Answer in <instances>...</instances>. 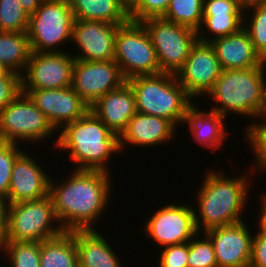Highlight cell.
Returning <instances> with one entry per match:
<instances>
[{"label": "cell", "mask_w": 266, "mask_h": 267, "mask_svg": "<svg viewBox=\"0 0 266 267\" xmlns=\"http://www.w3.org/2000/svg\"><path fill=\"white\" fill-rule=\"evenodd\" d=\"M127 82L134 91L137 112L165 118L177 128L194 103L175 74L136 76Z\"/></svg>", "instance_id": "5b68a950"}, {"label": "cell", "mask_w": 266, "mask_h": 267, "mask_svg": "<svg viewBox=\"0 0 266 267\" xmlns=\"http://www.w3.org/2000/svg\"><path fill=\"white\" fill-rule=\"evenodd\" d=\"M60 132V133H59ZM54 148L69 152V160L78 170L111 173V156L121 153L119 136L112 132L90 109L79 119L65 124L56 133Z\"/></svg>", "instance_id": "3957f363"}, {"label": "cell", "mask_w": 266, "mask_h": 267, "mask_svg": "<svg viewBox=\"0 0 266 267\" xmlns=\"http://www.w3.org/2000/svg\"><path fill=\"white\" fill-rule=\"evenodd\" d=\"M243 27L249 33L257 53L266 62V5L246 9Z\"/></svg>", "instance_id": "f546056e"}, {"label": "cell", "mask_w": 266, "mask_h": 267, "mask_svg": "<svg viewBox=\"0 0 266 267\" xmlns=\"http://www.w3.org/2000/svg\"><path fill=\"white\" fill-rule=\"evenodd\" d=\"M196 106L193 103L186 111L182 124H187L191 136L199 145L208 148L207 150L211 149L215 155L216 150L222 148L230 135L226 132V118L216 111L201 110Z\"/></svg>", "instance_id": "7402d4cb"}, {"label": "cell", "mask_w": 266, "mask_h": 267, "mask_svg": "<svg viewBox=\"0 0 266 267\" xmlns=\"http://www.w3.org/2000/svg\"><path fill=\"white\" fill-rule=\"evenodd\" d=\"M119 26L103 21L75 20L71 44L74 43L79 52L73 54L74 58L82 61L114 60Z\"/></svg>", "instance_id": "9a60e30c"}, {"label": "cell", "mask_w": 266, "mask_h": 267, "mask_svg": "<svg viewBox=\"0 0 266 267\" xmlns=\"http://www.w3.org/2000/svg\"><path fill=\"white\" fill-rule=\"evenodd\" d=\"M40 246L41 242L5 241L0 246V254L11 267H40Z\"/></svg>", "instance_id": "f1b7e54d"}, {"label": "cell", "mask_w": 266, "mask_h": 267, "mask_svg": "<svg viewBox=\"0 0 266 267\" xmlns=\"http://www.w3.org/2000/svg\"><path fill=\"white\" fill-rule=\"evenodd\" d=\"M123 1L130 8L137 0H123Z\"/></svg>", "instance_id": "bcb514c9"}, {"label": "cell", "mask_w": 266, "mask_h": 267, "mask_svg": "<svg viewBox=\"0 0 266 267\" xmlns=\"http://www.w3.org/2000/svg\"><path fill=\"white\" fill-rule=\"evenodd\" d=\"M249 267H266V233L254 232Z\"/></svg>", "instance_id": "f35d334b"}, {"label": "cell", "mask_w": 266, "mask_h": 267, "mask_svg": "<svg viewBox=\"0 0 266 267\" xmlns=\"http://www.w3.org/2000/svg\"><path fill=\"white\" fill-rule=\"evenodd\" d=\"M31 52L21 76L22 90L61 89L72 86L75 58L69 51Z\"/></svg>", "instance_id": "7c38bea8"}, {"label": "cell", "mask_w": 266, "mask_h": 267, "mask_svg": "<svg viewBox=\"0 0 266 267\" xmlns=\"http://www.w3.org/2000/svg\"><path fill=\"white\" fill-rule=\"evenodd\" d=\"M160 249L158 267H188L189 242Z\"/></svg>", "instance_id": "d590c367"}, {"label": "cell", "mask_w": 266, "mask_h": 267, "mask_svg": "<svg viewBox=\"0 0 266 267\" xmlns=\"http://www.w3.org/2000/svg\"><path fill=\"white\" fill-rule=\"evenodd\" d=\"M22 92L21 76L9 71L0 76V112Z\"/></svg>", "instance_id": "8d00e7d4"}, {"label": "cell", "mask_w": 266, "mask_h": 267, "mask_svg": "<svg viewBox=\"0 0 266 267\" xmlns=\"http://www.w3.org/2000/svg\"><path fill=\"white\" fill-rule=\"evenodd\" d=\"M40 267H79L75 231H64L41 242Z\"/></svg>", "instance_id": "d4e9b609"}, {"label": "cell", "mask_w": 266, "mask_h": 267, "mask_svg": "<svg viewBox=\"0 0 266 267\" xmlns=\"http://www.w3.org/2000/svg\"><path fill=\"white\" fill-rule=\"evenodd\" d=\"M43 0H19L21 6L28 16L34 14V12L39 8Z\"/></svg>", "instance_id": "b9f144b4"}, {"label": "cell", "mask_w": 266, "mask_h": 267, "mask_svg": "<svg viewBox=\"0 0 266 267\" xmlns=\"http://www.w3.org/2000/svg\"><path fill=\"white\" fill-rule=\"evenodd\" d=\"M260 203L261 205L260 208H259V214H258V218H257V222L258 223V230L259 232H262V233H266V192L264 191V193L260 192Z\"/></svg>", "instance_id": "60d3db41"}, {"label": "cell", "mask_w": 266, "mask_h": 267, "mask_svg": "<svg viewBox=\"0 0 266 267\" xmlns=\"http://www.w3.org/2000/svg\"><path fill=\"white\" fill-rule=\"evenodd\" d=\"M243 23L244 15H203L201 26L197 30L198 41L209 43L236 33L243 27Z\"/></svg>", "instance_id": "4316f807"}, {"label": "cell", "mask_w": 266, "mask_h": 267, "mask_svg": "<svg viewBox=\"0 0 266 267\" xmlns=\"http://www.w3.org/2000/svg\"><path fill=\"white\" fill-rule=\"evenodd\" d=\"M142 24L152 40L161 72L176 75L198 41L197 31L163 17L148 18Z\"/></svg>", "instance_id": "30bf717a"}, {"label": "cell", "mask_w": 266, "mask_h": 267, "mask_svg": "<svg viewBox=\"0 0 266 267\" xmlns=\"http://www.w3.org/2000/svg\"><path fill=\"white\" fill-rule=\"evenodd\" d=\"M56 132L32 99L22 92L0 112V142L44 143Z\"/></svg>", "instance_id": "9c48e42d"}, {"label": "cell", "mask_w": 266, "mask_h": 267, "mask_svg": "<svg viewBox=\"0 0 266 267\" xmlns=\"http://www.w3.org/2000/svg\"><path fill=\"white\" fill-rule=\"evenodd\" d=\"M40 162L24 150L12 168L7 203H19L41 199L49 195L50 178Z\"/></svg>", "instance_id": "ac0fdd59"}, {"label": "cell", "mask_w": 266, "mask_h": 267, "mask_svg": "<svg viewBox=\"0 0 266 267\" xmlns=\"http://www.w3.org/2000/svg\"><path fill=\"white\" fill-rule=\"evenodd\" d=\"M74 21L68 0H43L34 14L29 16L27 35L31 50L62 52L60 48L72 41Z\"/></svg>", "instance_id": "52a82bcc"}, {"label": "cell", "mask_w": 266, "mask_h": 267, "mask_svg": "<svg viewBox=\"0 0 266 267\" xmlns=\"http://www.w3.org/2000/svg\"><path fill=\"white\" fill-rule=\"evenodd\" d=\"M180 202L166 204L145 219L144 230L147 238L155 242L158 247H166L189 242L198 232L194 205Z\"/></svg>", "instance_id": "8fae6325"}, {"label": "cell", "mask_w": 266, "mask_h": 267, "mask_svg": "<svg viewBox=\"0 0 266 267\" xmlns=\"http://www.w3.org/2000/svg\"><path fill=\"white\" fill-rule=\"evenodd\" d=\"M209 43L214 48L222 70L248 69L266 64L257 53L244 27L236 33L217 38Z\"/></svg>", "instance_id": "44dd1931"}, {"label": "cell", "mask_w": 266, "mask_h": 267, "mask_svg": "<svg viewBox=\"0 0 266 267\" xmlns=\"http://www.w3.org/2000/svg\"><path fill=\"white\" fill-rule=\"evenodd\" d=\"M265 69L266 64L248 69L222 70L212 90L206 95L216 103L209 109L225 118L230 112L248 120L251 117L254 121L250 118L251 122L245 129L256 125L266 104Z\"/></svg>", "instance_id": "277c9868"}, {"label": "cell", "mask_w": 266, "mask_h": 267, "mask_svg": "<svg viewBox=\"0 0 266 267\" xmlns=\"http://www.w3.org/2000/svg\"><path fill=\"white\" fill-rule=\"evenodd\" d=\"M75 20L103 21L122 25L130 20L123 0H68Z\"/></svg>", "instance_id": "cb8c5ba5"}, {"label": "cell", "mask_w": 266, "mask_h": 267, "mask_svg": "<svg viewBox=\"0 0 266 267\" xmlns=\"http://www.w3.org/2000/svg\"><path fill=\"white\" fill-rule=\"evenodd\" d=\"M114 60L126 81L162 73L152 40L142 22L128 20L118 27Z\"/></svg>", "instance_id": "ba28073f"}, {"label": "cell", "mask_w": 266, "mask_h": 267, "mask_svg": "<svg viewBox=\"0 0 266 267\" xmlns=\"http://www.w3.org/2000/svg\"><path fill=\"white\" fill-rule=\"evenodd\" d=\"M201 234L203 238L199 237ZM187 265L188 267H218L213 243L206 234L197 233L189 241Z\"/></svg>", "instance_id": "1f68e13d"}, {"label": "cell", "mask_w": 266, "mask_h": 267, "mask_svg": "<svg viewBox=\"0 0 266 267\" xmlns=\"http://www.w3.org/2000/svg\"><path fill=\"white\" fill-rule=\"evenodd\" d=\"M21 144L0 142V198L7 201L15 159L25 150Z\"/></svg>", "instance_id": "d6a6232c"}, {"label": "cell", "mask_w": 266, "mask_h": 267, "mask_svg": "<svg viewBox=\"0 0 266 267\" xmlns=\"http://www.w3.org/2000/svg\"><path fill=\"white\" fill-rule=\"evenodd\" d=\"M163 18L197 31L203 19V0H170Z\"/></svg>", "instance_id": "83f0119b"}, {"label": "cell", "mask_w": 266, "mask_h": 267, "mask_svg": "<svg viewBox=\"0 0 266 267\" xmlns=\"http://www.w3.org/2000/svg\"><path fill=\"white\" fill-rule=\"evenodd\" d=\"M245 222L243 220L204 233L213 243L218 267H249L254 235L249 230L252 226Z\"/></svg>", "instance_id": "2e32d148"}, {"label": "cell", "mask_w": 266, "mask_h": 267, "mask_svg": "<svg viewBox=\"0 0 266 267\" xmlns=\"http://www.w3.org/2000/svg\"><path fill=\"white\" fill-rule=\"evenodd\" d=\"M90 109L112 132L120 136L137 113L134 91L126 81L103 95Z\"/></svg>", "instance_id": "ffe728a7"}, {"label": "cell", "mask_w": 266, "mask_h": 267, "mask_svg": "<svg viewBox=\"0 0 266 267\" xmlns=\"http://www.w3.org/2000/svg\"><path fill=\"white\" fill-rule=\"evenodd\" d=\"M125 82L115 60L74 62L72 88L90 107Z\"/></svg>", "instance_id": "4fadbf2b"}, {"label": "cell", "mask_w": 266, "mask_h": 267, "mask_svg": "<svg viewBox=\"0 0 266 267\" xmlns=\"http://www.w3.org/2000/svg\"><path fill=\"white\" fill-rule=\"evenodd\" d=\"M28 24L19 0H0V32H27Z\"/></svg>", "instance_id": "4dcf8cb0"}, {"label": "cell", "mask_w": 266, "mask_h": 267, "mask_svg": "<svg viewBox=\"0 0 266 267\" xmlns=\"http://www.w3.org/2000/svg\"><path fill=\"white\" fill-rule=\"evenodd\" d=\"M100 232L101 229L75 230L79 267H123L115 246Z\"/></svg>", "instance_id": "603a6c76"}, {"label": "cell", "mask_w": 266, "mask_h": 267, "mask_svg": "<svg viewBox=\"0 0 266 267\" xmlns=\"http://www.w3.org/2000/svg\"><path fill=\"white\" fill-rule=\"evenodd\" d=\"M31 52L27 32H0V62L8 71L22 76Z\"/></svg>", "instance_id": "484cf974"}, {"label": "cell", "mask_w": 266, "mask_h": 267, "mask_svg": "<svg viewBox=\"0 0 266 267\" xmlns=\"http://www.w3.org/2000/svg\"><path fill=\"white\" fill-rule=\"evenodd\" d=\"M222 72L219 60L210 43L197 41L184 66L176 73L179 83L195 101L213 88Z\"/></svg>", "instance_id": "5bb4252c"}, {"label": "cell", "mask_w": 266, "mask_h": 267, "mask_svg": "<svg viewBox=\"0 0 266 267\" xmlns=\"http://www.w3.org/2000/svg\"><path fill=\"white\" fill-rule=\"evenodd\" d=\"M239 7L245 11L253 6L266 5V0H236Z\"/></svg>", "instance_id": "7bdbcfd3"}, {"label": "cell", "mask_w": 266, "mask_h": 267, "mask_svg": "<svg viewBox=\"0 0 266 267\" xmlns=\"http://www.w3.org/2000/svg\"><path fill=\"white\" fill-rule=\"evenodd\" d=\"M22 93L32 99L56 131L90 110V106L72 86L61 89L22 90Z\"/></svg>", "instance_id": "e0dca14e"}, {"label": "cell", "mask_w": 266, "mask_h": 267, "mask_svg": "<svg viewBox=\"0 0 266 267\" xmlns=\"http://www.w3.org/2000/svg\"><path fill=\"white\" fill-rule=\"evenodd\" d=\"M8 72V69L0 62V76L6 75Z\"/></svg>", "instance_id": "f6af8a7d"}, {"label": "cell", "mask_w": 266, "mask_h": 267, "mask_svg": "<svg viewBox=\"0 0 266 267\" xmlns=\"http://www.w3.org/2000/svg\"><path fill=\"white\" fill-rule=\"evenodd\" d=\"M245 139L252 148L251 153H253V173L260 170V172L266 173V127H250L249 129H244ZM257 170H256V169ZM256 170V171H255Z\"/></svg>", "instance_id": "836d02e7"}, {"label": "cell", "mask_w": 266, "mask_h": 267, "mask_svg": "<svg viewBox=\"0 0 266 267\" xmlns=\"http://www.w3.org/2000/svg\"><path fill=\"white\" fill-rule=\"evenodd\" d=\"M8 205L6 200L0 198V246L6 240Z\"/></svg>", "instance_id": "ab89813d"}, {"label": "cell", "mask_w": 266, "mask_h": 267, "mask_svg": "<svg viewBox=\"0 0 266 267\" xmlns=\"http://www.w3.org/2000/svg\"><path fill=\"white\" fill-rule=\"evenodd\" d=\"M66 180L50 178L49 195L64 231L96 230L95 223L109 208L112 174L97 170L72 169ZM57 182V183H56ZM109 204V205H108ZM95 227V228H94Z\"/></svg>", "instance_id": "6da1fadb"}, {"label": "cell", "mask_w": 266, "mask_h": 267, "mask_svg": "<svg viewBox=\"0 0 266 267\" xmlns=\"http://www.w3.org/2000/svg\"><path fill=\"white\" fill-rule=\"evenodd\" d=\"M203 15H244L236 0H203Z\"/></svg>", "instance_id": "74e56055"}, {"label": "cell", "mask_w": 266, "mask_h": 267, "mask_svg": "<svg viewBox=\"0 0 266 267\" xmlns=\"http://www.w3.org/2000/svg\"><path fill=\"white\" fill-rule=\"evenodd\" d=\"M252 127H266V104L258 123Z\"/></svg>", "instance_id": "ee69618b"}, {"label": "cell", "mask_w": 266, "mask_h": 267, "mask_svg": "<svg viewBox=\"0 0 266 267\" xmlns=\"http://www.w3.org/2000/svg\"><path fill=\"white\" fill-rule=\"evenodd\" d=\"M213 170L210 167L204 176L203 183L200 185L196 194L198 207L194 208L196 227L199 233L223 227L245 220L243 213L248 207L250 180L245 173L241 176H226L225 170ZM247 203V204H246ZM196 209V210H195Z\"/></svg>", "instance_id": "7a4b0ae2"}, {"label": "cell", "mask_w": 266, "mask_h": 267, "mask_svg": "<svg viewBox=\"0 0 266 267\" xmlns=\"http://www.w3.org/2000/svg\"><path fill=\"white\" fill-rule=\"evenodd\" d=\"M176 129L170 120L137 112L119 136L120 150H126L128 144L136 148H150L170 143V139L175 138Z\"/></svg>", "instance_id": "d6986e66"}, {"label": "cell", "mask_w": 266, "mask_h": 267, "mask_svg": "<svg viewBox=\"0 0 266 267\" xmlns=\"http://www.w3.org/2000/svg\"><path fill=\"white\" fill-rule=\"evenodd\" d=\"M170 0H137L129 8L130 20L142 22L148 18L163 17Z\"/></svg>", "instance_id": "e575fe53"}, {"label": "cell", "mask_w": 266, "mask_h": 267, "mask_svg": "<svg viewBox=\"0 0 266 267\" xmlns=\"http://www.w3.org/2000/svg\"><path fill=\"white\" fill-rule=\"evenodd\" d=\"M63 232L50 195L8 205L5 241L42 242Z\"/></svg>", "instance_id": "8992f818"}]
</instances>
